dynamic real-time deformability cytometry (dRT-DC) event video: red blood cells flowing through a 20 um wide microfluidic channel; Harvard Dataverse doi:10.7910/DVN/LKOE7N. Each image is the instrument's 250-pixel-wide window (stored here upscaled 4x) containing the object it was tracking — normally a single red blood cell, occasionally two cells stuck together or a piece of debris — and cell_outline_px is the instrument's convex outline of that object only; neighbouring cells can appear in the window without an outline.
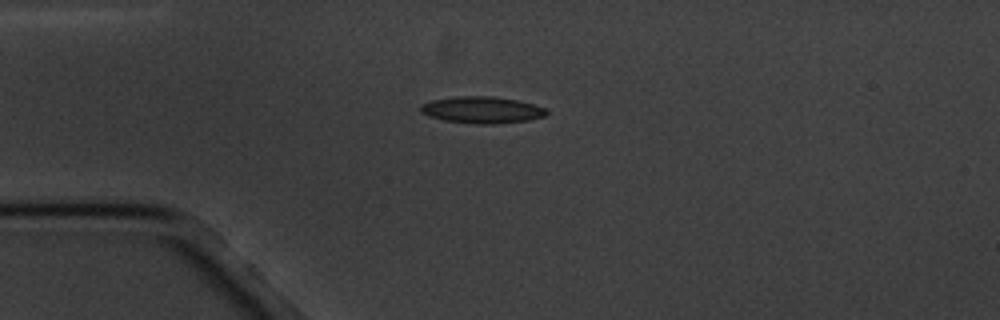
{"species": "common noctule bat (a hibernating species)", "species_latin": "Nyctalus noctula", "temperature_condition": "cold", "stored_images_in_passage": 1, "camera_frame_rate_fps": 3000, "um_per_image_px": 0.085, "animal": {"sex": "male", "body_mass_g": 20.1, "forearm_length_mm": 53.5}, "frame": {"image": 1, "passage_image": 1, "time_ms": 0.0, "image_size_px": [1000, 320], "cell_outline_px": [[548, 112], [544, 116], [528, 120], [492, 124], [476, 124], [444, 120], [428, 116], [420, 112], [420, 104], [432, 100], [456, 96], [492, 96], [516, 100], [532, 104], [544, 108]], "centroid_in_image_um": [40.91, 9.34], "position_along_channel_um": 44.1, "area_um2": 19.48}}